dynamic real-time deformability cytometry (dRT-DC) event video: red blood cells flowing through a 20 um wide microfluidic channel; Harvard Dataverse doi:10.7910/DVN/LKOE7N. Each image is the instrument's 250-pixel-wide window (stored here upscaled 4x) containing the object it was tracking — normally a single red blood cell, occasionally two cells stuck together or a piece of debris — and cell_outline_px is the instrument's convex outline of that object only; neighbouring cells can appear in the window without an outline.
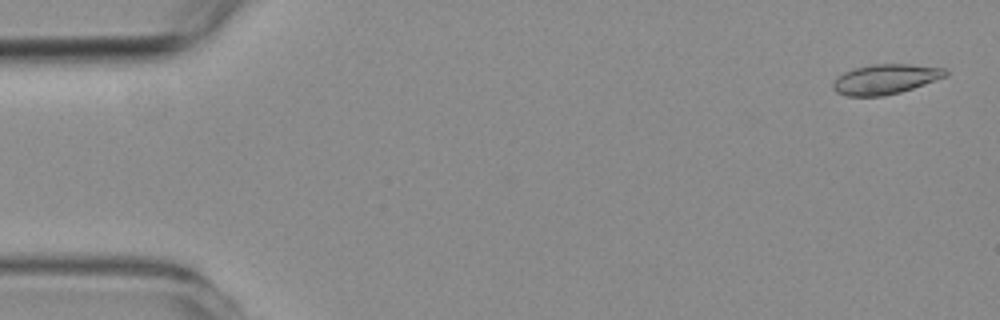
{"species": "common noctule bat (a hibernating species)", "species_latin": "Nyctalus noctula", "temperature_condition": "room temperature", "stored_images_in_passage": 54, "camera_frame_rate_fps": 3000, "um_per_image_px": 0.085, "animal": {"sex": "female", "body_mass_g": 19.3, "forearm_length_mm": 54.1}, "frame": {"image": 1, "passage_image": 2, "time_ms": 0.333, "image_size_px": [1000, 320], "cell_outline_px": [[948, 76], [900, 92], [884, 96], [848, 96], [836, 92], [832, 88], [832, 84], [836, 76], [852, 68], [872, 64], [912, 64], [944, 68], [948, 72]], "centroid_in_image_um": [75.23, 6.72], "position_along_channel_um": 9.8, "area_um2": 19.77}}
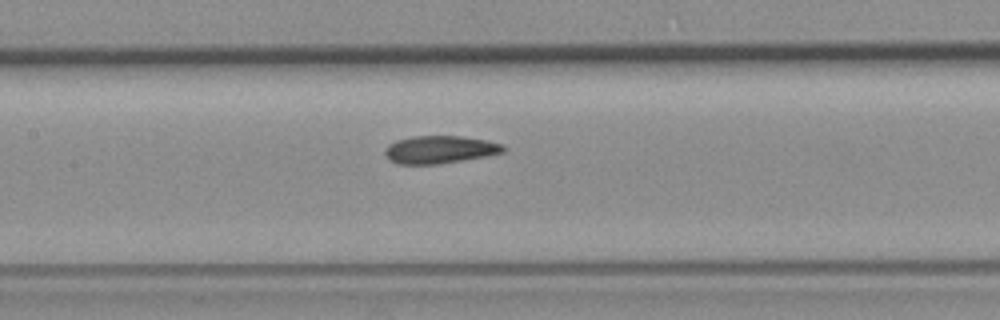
{"frame": {"image": 2, "passage_image": 25, "time_ms": 8.0, "image_size_px": [1000, 320], "cell_outline_px": [[504, 152], [484, 156], [440, 164], [396, 164], [388, 160], [384, 152], [388, 144], [396, 140], [412, 136], [460, 136], [484, 140], [500, 144], [504, 148]], "centroid_in_image_um": [37.29, 12.72], "position_along_channel_um": 170.1, "area_um2": 18.96}}
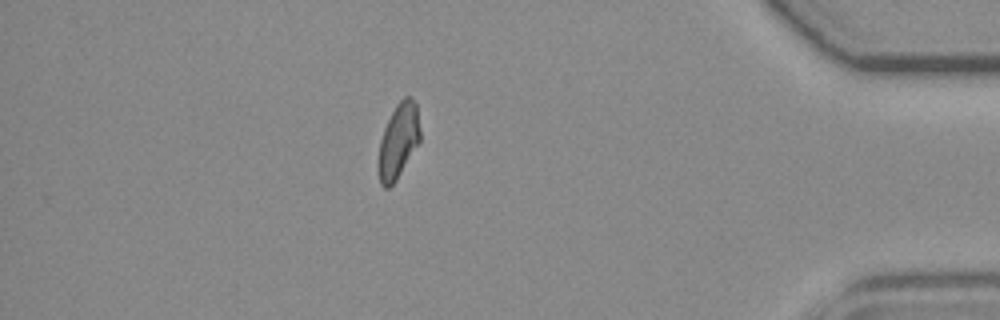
{"frame": {"image": 3, "passage_image": 47, "time_ms": 15.333, "image_size_px": [1000, 320], "cell_outline_px": [[420, 140], [396, 180], [388, 188], [384, 188], [380, 184], [380, 140], [384, 128], [396, 104], [404, 96], [412, 96], [416, 104], [420, 128]], "centroid_in_image_um": [33.89, 11.92], "position_along_channel_um": 401.3, "area_um2": 17.69}, "authors_computed_cell_mechanics": {"area_um2": 19.1029, "velocity_mm_per_s": 3.7852, "shape_relaxation_time_tau1_ms": 8.2496, "shape_relaxation_time_tau2_ms": 2.8114, "deformation_change_tau1": 0.1873, "deformation_change_tau2": 0.0846}}